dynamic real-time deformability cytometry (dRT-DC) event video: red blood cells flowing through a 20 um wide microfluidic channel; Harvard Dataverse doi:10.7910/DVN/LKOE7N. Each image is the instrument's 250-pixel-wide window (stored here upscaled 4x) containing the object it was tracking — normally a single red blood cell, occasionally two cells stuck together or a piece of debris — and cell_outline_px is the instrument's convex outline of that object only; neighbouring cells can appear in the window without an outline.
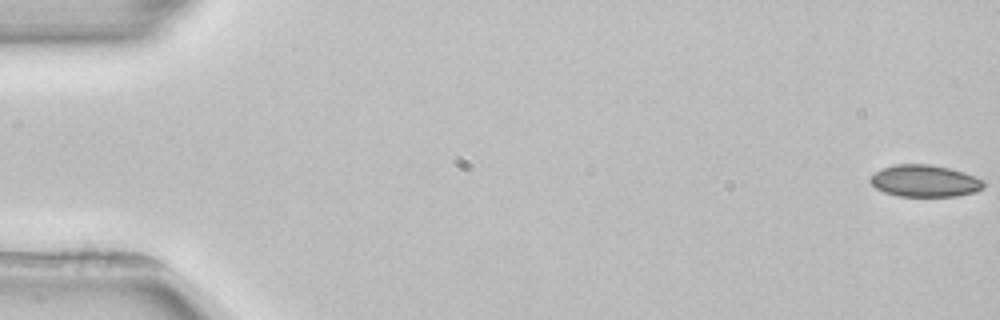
{"species": "common noctule bat (a hibernating species)", "species_latin": "Nyctalus noctula", "temperature_condition": "room temperature", "stored_images_in_passage": 5, "camera_frame_rate_fps": 3000, "um_per_image_px": 0.085, "animal": {"sex": "female", "body_mass_g": 22.7, "forearm_length_mm": 54.2}, "frame": {"image": 1, "passage_image": 1, "time_ms": 0.0, "image_size_px": [1000, 320], "cell_outline_px": [[984, 188], [976, 192], [956, 196], [900, 196], [884, 192], [876, 188], [868, 180], [876, 172], [884, 168], [896, 164], [928, 164], [948, 168], [964, 172], [984, 180]], "centroid_in_image_um": [78.63, 15.38], "position_along_channel_um": 6.4, "area_um2": 20.98}}
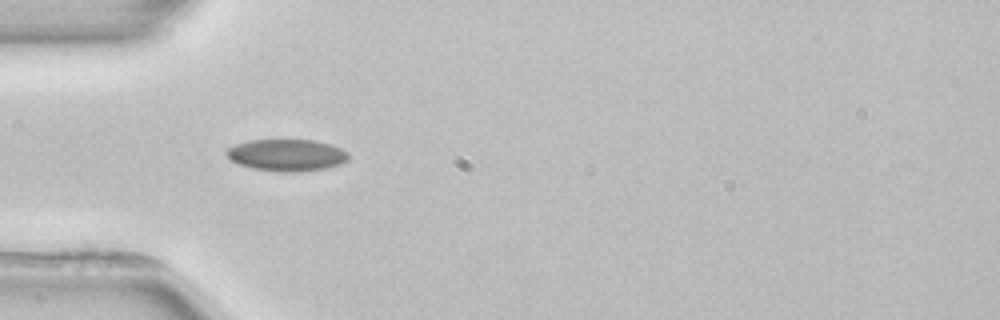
{"frame": {"image": 2, "passage_image": 5, "time_ms": 5.333, "image_size_px": [1000, 320], "cell_outline_px": [[348, 160], [340, 164], [324, 168], [296, 172], [280, 172], [252, 168], [240, 164], [232, 160], [224, 152], [228, 148], [236, 144], [248, 140], [316, 140], [340, 148], [348, 152]], "centroid_in_image_um": [24.37, 13.18], "position_along_channel_um": 60.6, "area_um2": 22.48}}